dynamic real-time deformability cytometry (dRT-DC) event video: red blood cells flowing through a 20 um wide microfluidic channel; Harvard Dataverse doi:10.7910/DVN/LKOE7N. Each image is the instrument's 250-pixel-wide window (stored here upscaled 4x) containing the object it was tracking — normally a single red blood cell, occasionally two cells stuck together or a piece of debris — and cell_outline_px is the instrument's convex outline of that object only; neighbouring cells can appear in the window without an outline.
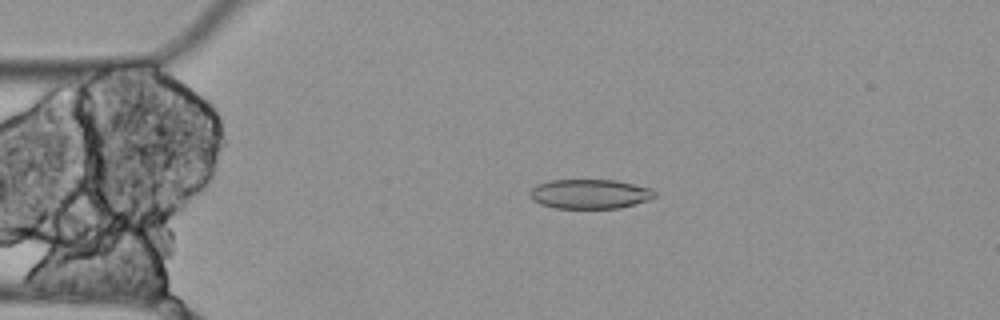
{"species": "Egyptian fruit bat (a non-hibernating species)", "species_latin": "Rousettus aegyptiacus", "temperature_condition": "cold", "stored_images_in_passage": 4, "camera_frame_rate_fps": 3000, "um_per_image_px": 0.085, "animal": {"sex": "female"}, "frame": {"image": 1, "passage_image": 3, "time_ms": 0.667, "image_size_px": [1000, 320], "cell_outline_px": [[656, 196], [648, 200], [620, 208], [552, 208], [540, 204], [532, 200], [528, 192], [536, 184], [552, 180], [616, 180], [652, 188], [656, 192]], "centroid_in_image_um": [50.12, 16.49], "position_along_channel_um": 34.9, "area_um2": 21.62}}